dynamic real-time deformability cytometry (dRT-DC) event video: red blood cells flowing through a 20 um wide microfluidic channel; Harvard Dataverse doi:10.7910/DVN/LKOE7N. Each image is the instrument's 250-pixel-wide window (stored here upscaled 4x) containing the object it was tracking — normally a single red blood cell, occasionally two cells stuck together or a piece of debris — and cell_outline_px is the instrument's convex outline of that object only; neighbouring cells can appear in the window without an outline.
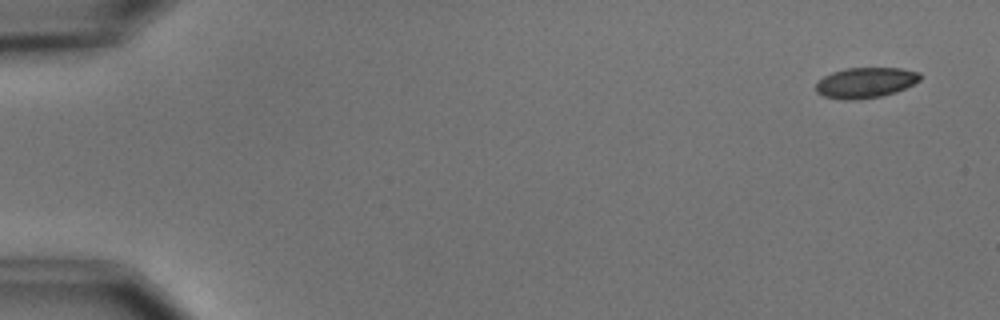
{"species": "common noctule bat (a hibernating species)", "species_latin": "Nyctalus noctula", "temperature_condition": "cold", "stored_images_in_passage": 4, "camera_frame_rate_fps": 3000, "um_per_image_px": 0.085, "animal": {"sex": "male", "body_mass_g": 15.6}, "frame": {"image": 1, "passage_image": 1, "time_ms": 0.0, "image_size_px": [1000, 320], "cell_outline_px": [[920, 80], [896, 92], [880, 96], [848, 100], [824, 96], [816, 92], [816, 84], [824, 76], [832, 72], [848, 68], [900, 68], [920, 72]], "centroid_in_image_um": [73.57, 7.01], "position_along_channel_um": 11.4, "area_um2": 18.21}}
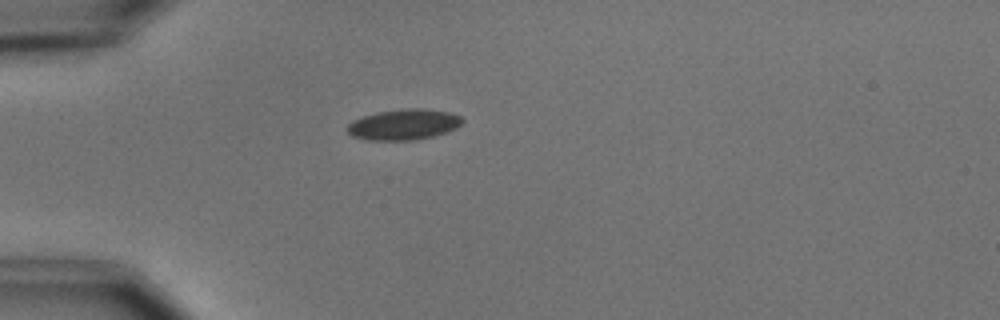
{"frame": {"image": 2, "passage_image": 4, "time_ms": 4.333, "image_size_px": [1000, 320], "cell_outline_px": [[464, 120], [456, 128], [448, 132], [416, 140], [368, 140], [352, 136], [344, 128], [352, 120], [360, 116], [376, 112], [408, 108], [424, 108], [448, 112], [460, 116]], "centroid_in_image_um": [34.28, 10.58], "position_along_channel_um": 50.7, "area_um2": 20.81}}